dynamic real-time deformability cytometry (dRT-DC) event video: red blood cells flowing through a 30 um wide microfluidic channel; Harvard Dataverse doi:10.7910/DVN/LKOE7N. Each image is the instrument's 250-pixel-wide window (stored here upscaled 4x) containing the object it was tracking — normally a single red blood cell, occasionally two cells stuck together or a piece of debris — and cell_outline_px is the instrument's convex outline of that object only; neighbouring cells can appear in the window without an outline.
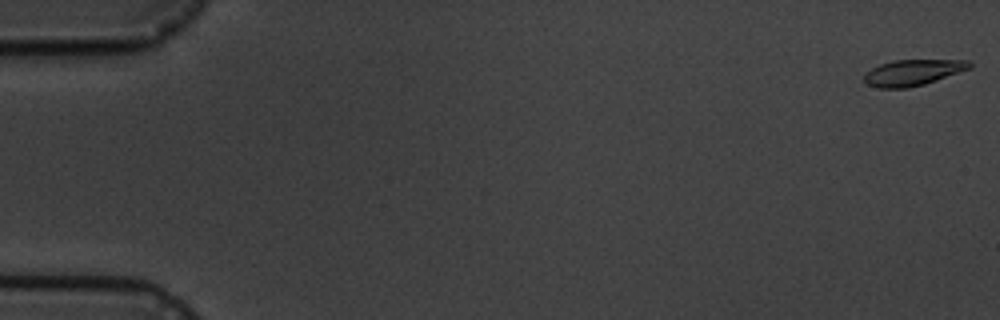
{"species": "common noctule bat (a hibernating species)", "species_latin": "Nyctalus noctula", "temperature_condition": "cold", "stored_images_in_passage": 6, "camera_frame_rate_fps": 3000, "um_per_image_px": 0.085, "animal": {"sex": "male", "body_mass_g": 19.5, "forearm_length_mm": 54.6}, "frame": {"image": 1, "passage_image": 1, "time_ms": 0.0, "image_size_px": [1000, 320], "cell_outline_px": [[972, 68], [924, 84], [908, 88], [880, 88], [868, 84], [864, 80], [864, 76], [872, 68], [880, 64], [896, 60], [968, 60], [972, 64]], "centroid_in_image_um": [77.62, 6.16], "position_along_channel_um": 7.4, "area_um2": 15.78}}
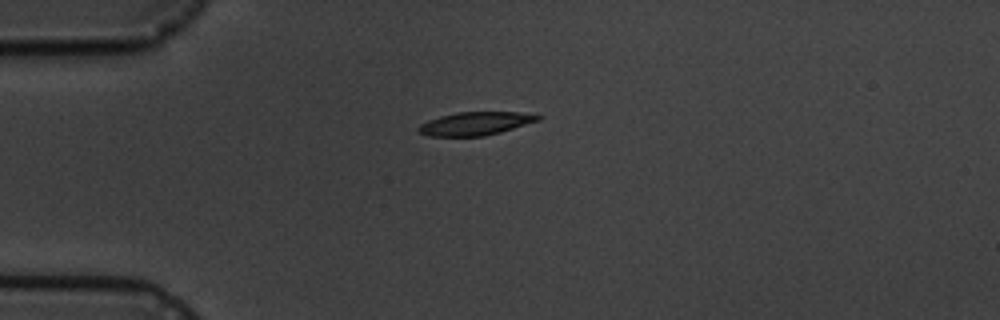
{"frame": {"image": 2, "passage_image": 5, "time_ms": 4.667, "image_size_px": [1000, 320], "cell_outline_px": [[544, 116], [540, 120], [500, 132], [484, 136], [428, 136], [420, 132], [416, 128], [420, 124], [428, 120], [440, 116], [456, 112], [516, 112]], "centroid_in_image_um": [40.39, 10.5], "position_along_channel_um": 44.6, "area_um2": 16.13}}